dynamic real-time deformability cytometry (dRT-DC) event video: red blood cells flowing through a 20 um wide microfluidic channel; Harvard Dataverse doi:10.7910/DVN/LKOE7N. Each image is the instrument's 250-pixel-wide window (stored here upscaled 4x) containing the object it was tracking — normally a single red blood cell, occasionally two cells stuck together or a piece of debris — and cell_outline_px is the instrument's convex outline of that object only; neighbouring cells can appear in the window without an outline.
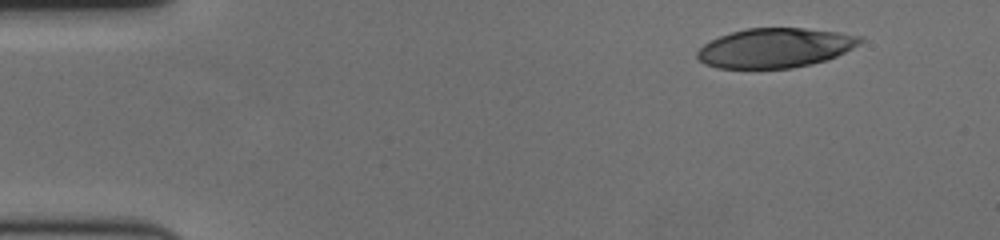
{"species": "human", "species_latin": "Homo sapiens", "temperature_condition": "cold", "stored_images_in_passage": 54, "camera_frame_rate_fps": 3000, "um_per_image_px": 0.085, "donor": {"sex": "female"}, "frame": {"image": 1, "passage_image": 1, "time_ms": 0.0, "image_size_px": [1000, 240], "cell_outline_px": [[864, 40], [860, 44], [828, 60], [812, 64], [792, 68], [716, 68], [704, 64], [696, 56], [696, 52], [704, 44], [720, 36], [732, 32], [748, 28], [804, 28], [840, 32], [864, 36]], "centroid_in_image_um": [65.92, 4.07], "position_along_channel_um": 19.1, "area_um2": 37.63}}
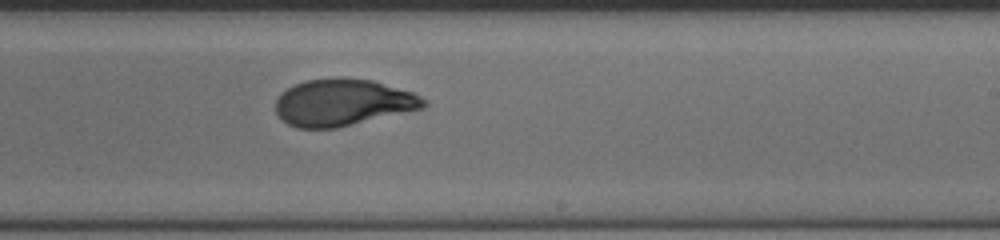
{"frame": {"image": 2, "passage_image": 31, "time_ms": 10.0, "image_size_px": [1000, 240], "cell_outline_px": [[428, 104], [424, 108], [336, 128], [296, 128], [288, 124], [276, 112], [276, 100], [280, 92], [304, 80], [340, 76], [372, 80], [412, 92], [428, 100]], "centroid_in_image_um": [29.15, 8.69], "position_along_channel_um": 259.9, "area_um2": 40.63}}
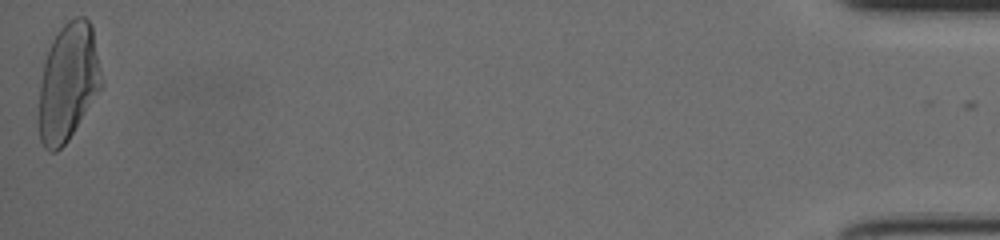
{"frame": {"image": 3, "passage_image": 54, "time_ms": 17.667, "image_size_px": [1000, 240], "cell_outline_px": [[104, 84], [68, 140], [56, 152], [48, 152], [44, 148], [40, 140], [36, 116], [40, 84], [44, 60], [48, 48], [52, 40], [60, 28], [68, 20], [76, 16], [84, 16], [88, 20], [92, 28], [104, 80]], "centroid_in_image_um": [5.77, 7.02], "position_along_channel_um": 429.4, "area_um2": 43.75}, "authors_computed_cell_mechanics": {"area_um2": 41.3559, "velocity_mm_per_s": 3.4849, "shape_relaxation_time_tau1_ms": 5.7794, "shape_relaxation_time_tau2_ms": 1.3958, "deformation_change_tau1": 0.2396, "deformation_change_tau2": 0.0699}}